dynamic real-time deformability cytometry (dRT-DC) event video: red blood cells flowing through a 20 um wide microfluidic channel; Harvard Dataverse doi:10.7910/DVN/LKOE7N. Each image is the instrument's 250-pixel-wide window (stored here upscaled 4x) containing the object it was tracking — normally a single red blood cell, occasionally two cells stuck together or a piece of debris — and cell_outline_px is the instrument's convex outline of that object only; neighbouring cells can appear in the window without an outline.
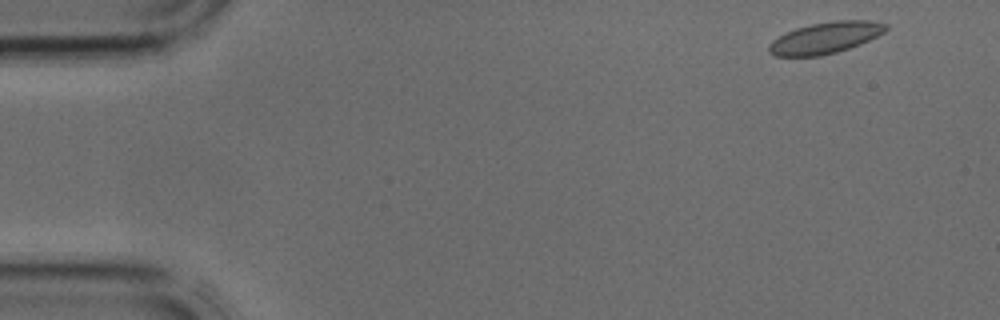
{"species": "common noctule bat (a hibernating species)", "species_latin": "Nyctalus noctula", "temperature_condition": "cold", "stored_images_in_passage": 3, "camera_frame_rate_fps": 3000, "um_per_image_px": 0.085, "animal": {"sex": "male", "body_mass_g": 17.9, "forearm_length_mm": 54.2}, "frame": {"image": 1, "passage_image": 1, "time_ms": 0.0, "image_size_px": [1000, 320], "cell_outline_px": [[888, 28], [884, 32], [860, 44], [836, 52], [820, 56], [776, 56], [768, 52], [768, 44], [772, 40], [796, 28], [812, 24], [836, 20], [872, 20], [888, 24]], "centroid_in_image_um": [70.16, 3.21], "position_along_channel_um": 14.8, "area_um2": 21.27}}
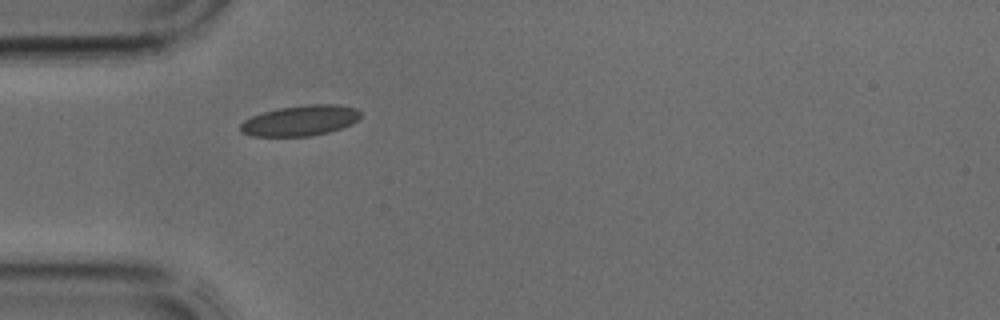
{"frame": {"image": 2, "passage_image": 3, "time_ms": 0.667, "image_size_px": [1000, 320], "cell_outline_px": [[360, 116], [352, 124], [328, 132], [308, 136], [252, 136], [240, 132], [240, 124], [244, 120], [252, 116], [276, 108], [308, 104], [336, 104], [356, 108], [360, 112]], "centroid_in_image_um": [25.5, 10.24], "position_along_channel_um": 59.5, "area_um2": 21.33}}